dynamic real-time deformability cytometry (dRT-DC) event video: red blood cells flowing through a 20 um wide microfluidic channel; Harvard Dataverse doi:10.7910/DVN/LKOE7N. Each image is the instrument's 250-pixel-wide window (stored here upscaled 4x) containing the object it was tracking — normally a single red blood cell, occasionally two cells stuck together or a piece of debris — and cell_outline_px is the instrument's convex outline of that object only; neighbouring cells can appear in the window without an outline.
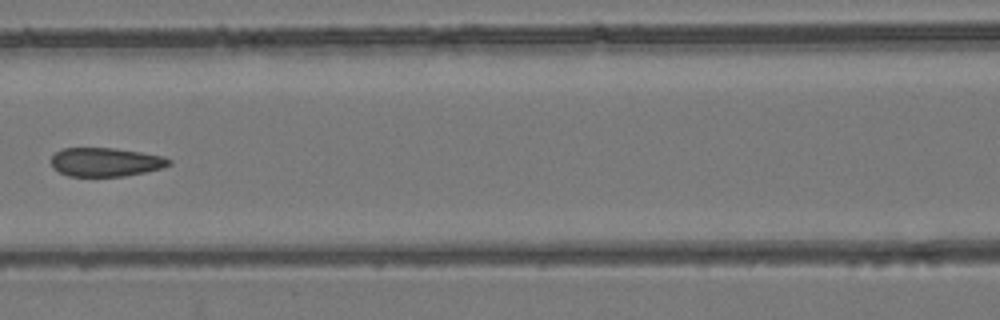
{"species": "common noctule bat (a hibernating species)", "species_latin": "Nyctalus noctula", "temperature_condition": "room temperature", "stored_images_in_passage": 7, "camera_frame_rate_fps": 3000, "um_per_image_px": 0.085, "animal": {"sex": "female", "body_mass_g": 24.6, "forearm_length_mm": 56.2}, "frame": {"image": 1, "passage_image": 7, "time_ms": 7.0, "image_size_px": [1000, 320], "cell_outline_px": [[172, 164], [164, 168], [124, 176], [68, 176], [52, 168], [52, 156], [56, 152], [64, 148], [116, 148], [164, 156], [172, 160]], "centroid_in_image_um": [9.01, 13.77], "position_along_channel_um": 157.6, "area_um2": 19.83}}